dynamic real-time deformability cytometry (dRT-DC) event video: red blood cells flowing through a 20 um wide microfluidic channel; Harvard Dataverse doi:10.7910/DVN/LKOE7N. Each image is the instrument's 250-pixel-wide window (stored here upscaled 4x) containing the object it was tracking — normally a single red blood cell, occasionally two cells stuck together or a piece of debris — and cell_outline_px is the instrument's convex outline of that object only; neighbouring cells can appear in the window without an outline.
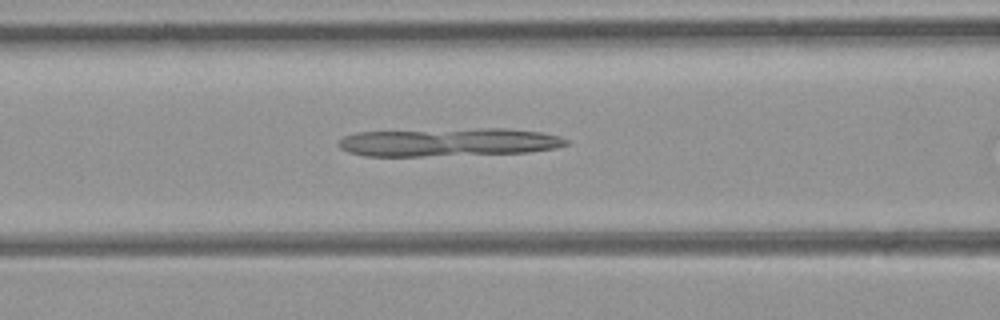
{"species": "common noctule bat (a hibernating species)", "species_latin": "Nyctalus noctula", "temperature_condition": "room temperature", "stored_images_in_passage": 27, "camera_frame_rate_fps": 3000, "um_per_image_px": 0.085, "animal": {"sex": "female", "body_mass_g": 21.9}, "frame": {"image": 1, "passage_image": 8, "time_ms": 2.333, "image_size_px": [1000, 320], "cell_outline_px": [[568, 144], [556, 148], [528, 152], [420, 156], [364, 156], [348, 152], [340, 148], [340, 140], [344, 136], [356, 132], [480, 128], [508, 128], [540, 132], [560, 136], [568, 140]], "centroid_in_image_um": [38.15, 12.08], "position_along_channel_um": 128.5, "area_um2": 37.4}}
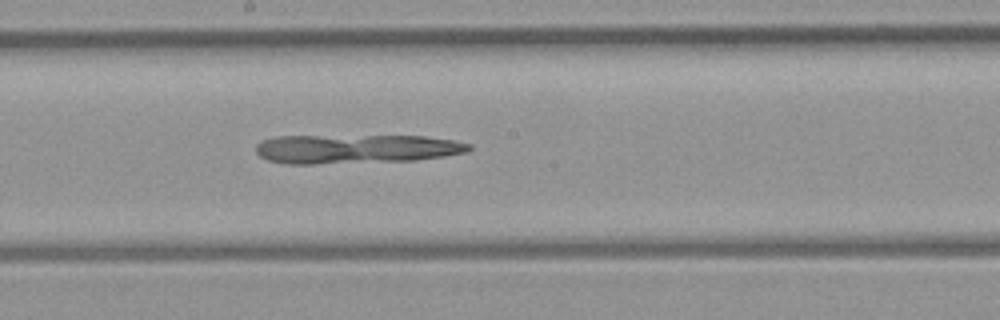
{"frame": {"image": 2, "passage_image": 14, "time_ms": 4.333, "image_size_px": [1000, 320], "cell_outline_px": [[472, 148], [468, 152], [444, 156], [416, 160], [312, 164], [284, 164], [268, 160], [260, 156], [256, 152], [256, 144], [264, 140], [276, 136], [424, 136], [452, 140], [472, 144]], "centroid_in_image_um": [30.26, 12.66], "position_along_channel_um": 217.9, "area_um2": 36.18}}
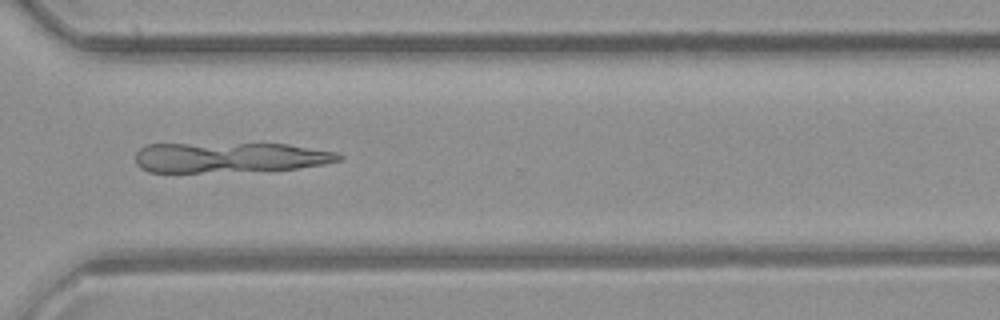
{"frame": {"image": 3, "passage_image": 23, "time_ms": 7.333, "image_size_px": [1000, 320], "cell_outline_px": [[344, 156], [340, 160], [324, 164], [296, 168], [200, 172], [148, 172], [140, 168], [136, 164], [136, 152], [140, 148], [148, 144], [288, 144], [336, 152]], "centroid_in_image_um": [19.49, 13.37], "position_along_channel_um": 351.1, "area_um2": 35.37}}